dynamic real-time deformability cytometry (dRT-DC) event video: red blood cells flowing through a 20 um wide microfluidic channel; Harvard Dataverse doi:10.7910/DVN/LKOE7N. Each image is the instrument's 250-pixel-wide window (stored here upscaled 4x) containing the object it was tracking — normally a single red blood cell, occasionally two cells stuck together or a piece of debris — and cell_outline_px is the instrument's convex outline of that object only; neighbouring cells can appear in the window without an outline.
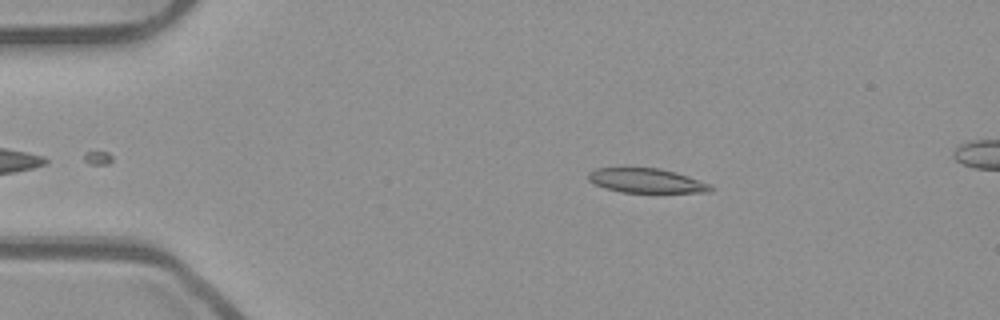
{"species": "common noctule bat (a hibernating species)", "species_latin": "Nyctalus noctula", "temperature_condition": "room temperature", "stored_images_in_passage": 44, "camera_frame_rate_fps": 3000, "um_per_image_px": 0.085, "animal": {"sex": "male", "body_mass_g": 23.1, "forearm_length_mm": 52.7}, "frame": {"image": 1, "passage_image": 9, "time_ms": 2.667, "image_size_px": [1000, 320], "cell_outline_px": [[712, 188], [708, 192], [620, 192], [604, 188], [588, 180], [588, 172], [596, 168], [624, 164], [660, 168], [676, 172], [688, 176], [708, 184]], "centroid_in_image_um": [54.8, 15.29], "position_along_channel_um": 30.2, "area_um2": 18.09}}
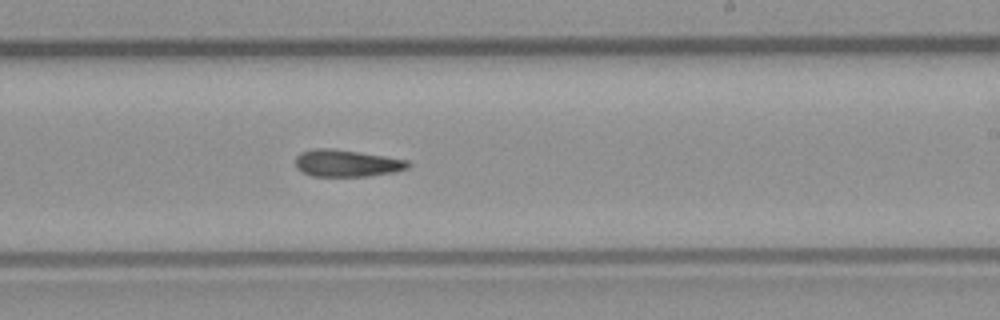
{"frame": {"image": 2, "passage_image": 31, "time_ms": 10.0, "image_size_px": [1000, 320], "cell_outline_px": [[412, 164], [408, 168], [396, 172], [368, 176], [312, 176], [296, 168], [296, 156], [300, 152], [312, 148], [332, 148], [384, 156], [408, 160]], "centroid_in_image_um": [29.48, 13.87], "position_along_channel_um": 259.5, "area_um2": 17.8}}
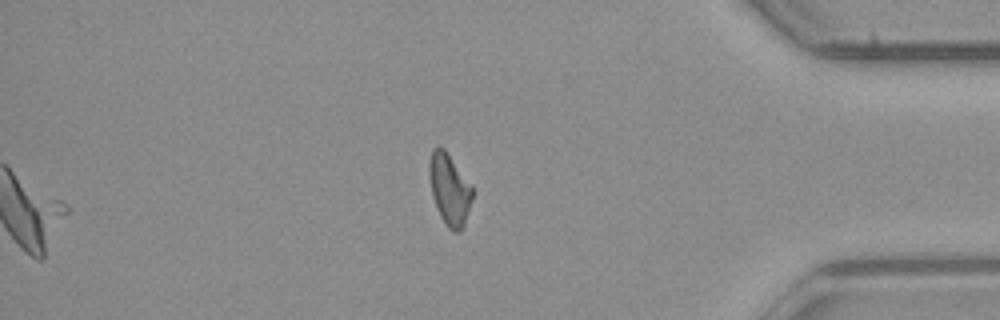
{"frame": {"image": 3, "passage_image": 44, "time_ms": 14.333, "image_size_px": [1000, 320], "cell_outline_px": [[472, 196], [464, 224], [460, 232], [452, 232], [448, 228], [440, 216], [432, 196], [428, 176], [428, 164], [432, 148], [440, 144], [444, 148], [472, 188]], "centroid_in_image_um": [38.15, 16.07], "position_along_channel_um": 397.1, "area_um2": 17.74}, "authors_computed_cell_mechanics": {"area_um2": 18.0625, "velocity_mm_per_s": 3.9137, "shape_relaxation_time_tau1_ms": null, "shape_relaxation_time_tau2_ms": 9.6804, "deformation_change_tau1": null, "deformation_change_tau2": 0.2206}}